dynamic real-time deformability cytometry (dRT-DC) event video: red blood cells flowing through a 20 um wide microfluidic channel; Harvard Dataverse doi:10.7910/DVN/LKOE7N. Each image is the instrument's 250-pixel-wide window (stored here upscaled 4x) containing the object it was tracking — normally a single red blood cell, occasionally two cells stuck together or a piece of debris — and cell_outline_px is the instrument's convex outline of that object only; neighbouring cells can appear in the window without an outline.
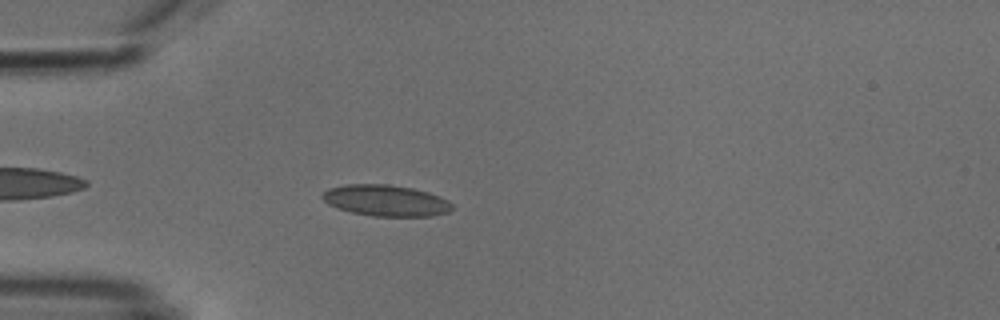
{"species": "common noctule bat (a hibernating species)", "species_latin": "Nyctalus noctula", "temperature_condition": "cold", "stored_images_in_passage": 42, "camera_frame_rate_fps": 3000, "um_per_image_px": 0.085, "animal": {"sex": "male", "body_mass_g": 18.8}, "frame": {"image": 1, "passage_image": 4, "time_ms": 1.0, "image_size_px": [1000, 320], "cell_outline_px": [[452, 208], [448, 212], [432, 216], [372, 216], [352, 212], [336, 208], [328, 204], [320, 196], [328, 188], [344, 184], [388, 184], [412, 188], [428, 192], [440, 196], [448, 200], [452, 204]], "centroid_in_image_um": [32.78, 17.04], "position_along_channel_um": 52.2, "area_um2": 23.7}}
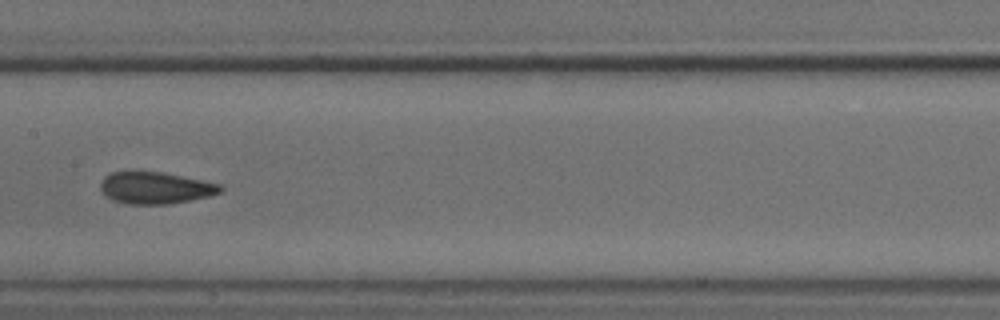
{"frame": {"image": 2, "passage_image": 16, "time_ms": 5.0, "image_size_px": [1000, 320], "cell_outline_px": [[224, 188], [220, 192], [208, 196], [168, 204], [128, 204], [112, 200], [100, 188], [100, 184], [104, 176], [112, 172], [164, 172], [220, 184]], "centroid_in_image_um": [13.2, 15.97], "position_along_channel_um": 194.2, "area_um2": 21.96}}
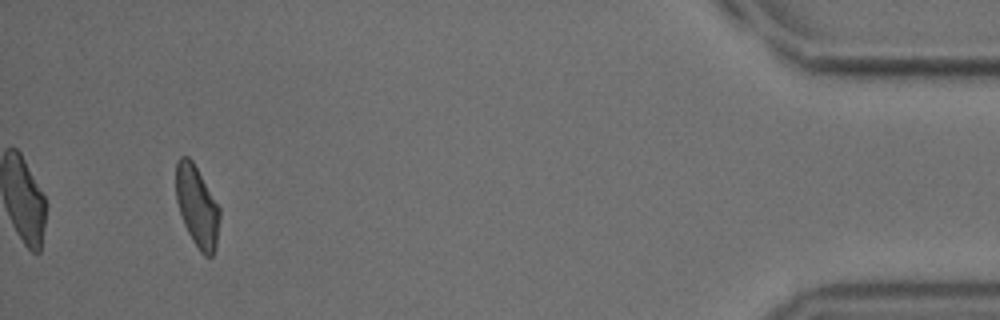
{"frame": {"image": 3, "passage_image": 39, "time_ms": 12.667, "image_size_px": [1000, 320], "cell_outline_px": [[220, 216], [216, 248], [212, 256], [204, 256], [200, 252], [192, 240], [184, 224], [176, 200], [176, 160], [180, 156], [188, 156], [192, 160], [220, 208]], "centroid_in_image_um": [16.75, 17.55], "position_along_channel_um": 418.5, "area_um2": 20.63}, "authors_computed_cell_mechanics": {"area_um2": 21.9351, "velocity_mm_per_s": 3.8148, "shape_relaxation_time_tau1_ms": 5.7552, "shape_relaxation_time_tau2_ms": 1.6602, "deformation_change_tau1": 0.1222, "deformation_change_tau2": 0.0762}}